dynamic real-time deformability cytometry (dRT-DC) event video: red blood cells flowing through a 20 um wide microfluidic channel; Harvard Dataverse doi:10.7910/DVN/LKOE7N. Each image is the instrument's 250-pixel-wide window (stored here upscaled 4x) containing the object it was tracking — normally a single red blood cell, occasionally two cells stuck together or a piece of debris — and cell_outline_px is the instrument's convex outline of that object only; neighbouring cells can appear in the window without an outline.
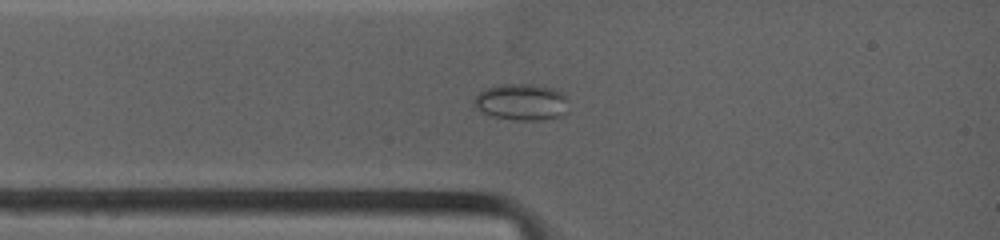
{"species": "common noctule bat (a hibernating species)", "species_latin": "Nyctalus noctula", "temperature_condition": "warm", "stored_images_in_passage": 5, "camera_frame_rate_fps": 4500, "um_per_image_px": 0.085, "animal": {"sex": "female", "body_mass_g": 19.0, "forearm_length_mm": 53.3}, "frame": {"image": 1, "passage_image": 2, "time_ms": 0.222, "image_size_px": [1000, 240], "cell_outline_px": [[568, 112], [560, 116], [540, 120], [516, 120], [492, 116], [476, 108], [472, 100], [480, 92], [488, 88], [500, 84], [532, 84], [552, 88], [560, 92], [564, 96]], "centroid_in_image_um": [44.32, 8.68], "position_along_channel_um": 40.7, "area_um2": 19.88}}